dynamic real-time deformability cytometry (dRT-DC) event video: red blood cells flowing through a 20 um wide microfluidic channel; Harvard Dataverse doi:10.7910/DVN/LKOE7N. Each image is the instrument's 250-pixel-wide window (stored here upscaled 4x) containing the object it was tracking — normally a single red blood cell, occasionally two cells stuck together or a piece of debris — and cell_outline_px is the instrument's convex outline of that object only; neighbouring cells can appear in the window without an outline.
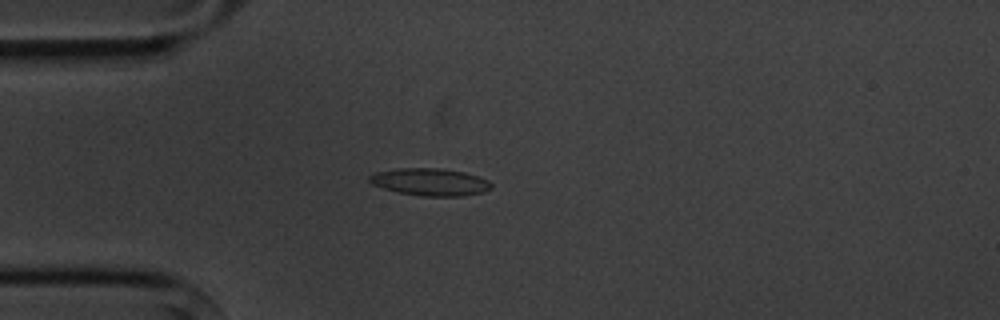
{"species": "common noctule bat (a hibernating species)", "species_latin": "Nyctalus noctula", "temperature_condition": "cold", "stored_images_in_passage": 5, "camera_frame_rate_fps": 3000, "um_per_image_px": 0.085, "animal": {"sex": "male", "body_mass_g": 20.1, "forearm_length_mm": 53.5}, "frame": {"image": 1, "passage_image": 4, "time_ms": 3.667, "image_size_px": [1000, 320], "cell_outline_px": [[492, 188], [484, 192], [460, 196], [420, 196], [396, 192], [372, 184], [368, 180], [368, 176], [376, 172], [396, 168], [440, 168], [464, 172], [480, 176], [488, 180], [492, 184]], "centroid_in_image_um": [36.56, 15.46], "position_along_channel_um": 48.4, "area_um2": 19.59}}